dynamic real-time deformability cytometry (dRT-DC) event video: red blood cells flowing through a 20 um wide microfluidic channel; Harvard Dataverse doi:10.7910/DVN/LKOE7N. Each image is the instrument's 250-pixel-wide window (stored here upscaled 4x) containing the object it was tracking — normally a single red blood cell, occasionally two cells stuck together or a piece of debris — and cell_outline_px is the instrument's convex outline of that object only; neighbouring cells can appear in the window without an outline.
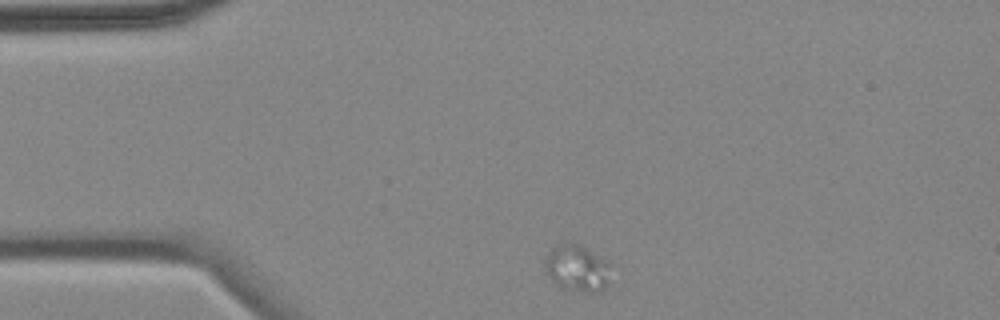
{"species": "common noctule bat (a hibernating species)", "species_latin": "Nyctalus noctula", "temperature_condition": "cold", "stored_images_in_passage": 2, "camera_frame_rate_fps": 3000, "um_per_image_px": 0.085, "animal": {"sex": "female", "body_mass_g": 18.4}, "frame": {"image": 1, "passage_image": 1, "time_ms": 0.0, "image_size_px": [1000, 320], "cell_outline_px": [[608, 284], [600, 292], [588, 292], [564, 288], [556, 284], [548, 276], [544, 264], [544, 260], [548, 252], [552, 248], [564, 240], [568, 240], [580, 244], [608, 260]], "centroid_in_image_um": [49.02, 22.74], "position_along_channel_um": 36.0, "area_um2": 18.09}}